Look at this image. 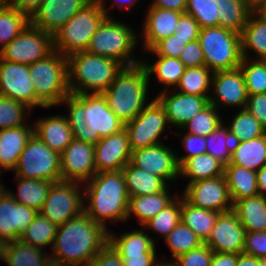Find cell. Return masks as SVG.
Masks as SVG:
<instances>
[{"label": "cell", "instance_id": "484cf974", "mask_svg": "<svg viewBox=\"0 0 266 266\" xmlns=\"http://www.w3.org/2000/svg\"><path fill=\"white\" fill-rule=\"evenodd\" d=\"M11 129L0 130V176L2 173L13 171L19 156L34 133L33 123ZM5 170V171H4ZM4 171V172H3Z\"/></svg>", "mask_w": 266, "mask_h": 266}, {"label": "cell", "instance_id": "7a4b0ae2", "mask_svg": "<svg viewBox=\"0 0 266 266\" xmlns=\"http://www.w3.org/2000/svg\"><path fill=\"white\" fill-rule=\"evenodd\" d=\"M109 242V231L85 211L58 226L50 258L70 266H87Z\"/></svg>", "mask_w": 266, "mask_h": 266}, {"label": "cell", "instance_id": "ba28073f", "mask_svg": "<svg viewBox=\"0 0 266 266\" xmlns=\"http://www.w3.org/2000/svg\"><path fill=\"white\" fill-rule=\"evenodd\" d=\"M105 18L99 0H91L55 33L54 50L66 57L86 51L91 38Z\"/></svg>", "mask_w": 266, "mask_h": 266}, {"label": "cell", "instance_id": "2e32d148", "mask_svg": "<svg viewBox=\"0 0 266 266\" xmlns=\"http://www.w3.org/2000/svg\"><path fill=\"white\" fill-rule=\"evenodd\" d=\"M248 93L244 76L240 68L216 71L212 78V91L209 103L220 112L225 108L244 109L247 104Z\"/></svg>", "mask_w": 266, "mask_h": 266}, {"label": "cell", "instance_id": "60d3db41", "mask_svg": "<svg viewBox=\"0 0 266 266\" xmlns=\"http://www.w3.org/2000/svg\"><path fill=\"white\" fill-rule=\"evenodd\" d=\"M214 72L206 66L186 68L174 89L184 94L210 97Z\"/></svg>", "mask_w": 266, "mask_h": 266}, {"label": "cell", "instance_id": "816d5d0a", "mask_svg": "<svg viewBox=\"0 0 266 266\" xmlns=\"http://www.w3.org/2000/svg\"><path fill=\"white\" fill-rule=\"evenodd\" d=\"M179 131V132H178ZM181 137L180 144L185 150L184 154L179 155L178 148L176 153V159L179 167L189 158L206 153V141L204 136H199L191 133L184 132L181 128L176 129L173 134Z\"/></svg>", "mask_w": 266, "mask_h": 266}, {"label": "cell", "instance_id": "74e56055", "mask_svg": "<svg viewBox=\"0 0 266 266\" xmlns=\"http://www.w3.org/2000/svg\"><path fill=\"white\" fill-rule=\"evenodd\" d=\"M219 212L195 207L181 195V221L205 242L218 217Z\"/></svg>", "mask_w": 266, "mask_h": 266}, {"label": "cell", "instance_id": "9a60e30c", "mask_svg": "<svg viewBox=\"0 0 266 266\" xmlns=\"http://www.w3.org/2000/svg\"><path fill=\"white\" fill-rule=\"evenodd\" d=\"M164 143L132 151L131 163L164 179L169 185L179 180V165L174 148Z\"/></svg>", "mask_w": 266, "mask_h": 266}, {"label": "cell", "instance_id": "a7ac6f4b", "mask_svg": "<svg viewBox=\"0 0 266 266\" xmlns=\"http://www.w3.org/2000/svg\"><path fill=\"white\" fill-rule=\"evenodd\" d=\"M259 195L266 197V165L256 172Z\"/></svg>", "mask_w": 266, "mask_h": 266}, {"label": "cell", "instance_id": "2644e50d", "mask_svg": "<svg viewBox=\"0 0 266 266\" xmlns=\"http://www.w3.org/2000/svg\"><path fill=\"white\" fill-rule=\"evenodd\" d=\"M0 178H2V176H0ZM3 179L0 180V199L3 197V195L7 192V186L5 184H3L4 182H2Z\"/></svg>", "mask_w": 266, "mask_h": 266}, {"label": "cell", "instance_id": "e0dca14e", "mask_svg": "<svg viewBox=\"0 0 266 266\" xmlns=\"http://www.w3.org/2000/svg\"><path fill=\"white\" fill-rule=\"evenodd\" d=\"M29 65L3 60L0 57V95L35 110V89Z\"/></svg>", "mask_w": 266, "mask_h": 266}, {"label": "cell", "instance_id": "8992f818", "mask_svg": "<svg viewBox=\"0 0 266 266\" xmlns=\"http://www.w3.org/2000/svg\"><path fill=\"white\" fill-rule=\"evenodd\" d=\"M129 25L122 19L106 17L91 38L86 52L115 59L125 67L140 64L144 56L138 58L134 53L141 45L139 31L137 33Z\"/></svg>", "mask_w": 266, "mask_h": 266}, {"label": "cell", "instance_id": "91938a15", "mask_svg": "<svg viewBox=\"0 0 266 266\" xmlns=\"http://www.w3.org/2000/svg\"><path fill=\"white\" fill-rule=\"evenodd\" d=\"M157 253L155 248L151 253L120 254V256L123 266H159L162 259Z\"/></svg>", "mask_w": 266, "mask_h": 266}, {"label": "cell", "instance_id": "f907efd6", "mask_svg": "<svg viewBox=\"0 0 266 266\" xmlns=\"http://www.w3.org/2000/svg\"><path fill=\"white\" fill-rule=\"evenodd\" d=\"M218 10V0H187L185 13L191 15L200 28H206L218 26Z\"/></svg>", "mask_w": 266, "mask_h": 266}, {"label": "cell", "instance_id": "ac0fdd59", "mask_svg": "<svg viewBox=\"0 0 266 266\" xmlns=\"http://www.w3.org/2000/svg\"><path fill=\"white\" fill-rule=\"evenodd\" d=\"M61 180L85 183L96 173L94 145L75 138L60 154Z\"/></svg>", "mask_w": 266, "mask_h": 266}, {"label": "cell", "instance_id": "836d02e7", "mask_svg": "<svg viewBox=\"0 0 266 266\" xmlns=\"http://www.w3.org/2000/svg\"><path fill=\"white\" fill-rule=\"evenodd\" d=\"M17 191L7 189V193L17 202L40 212L54 182L48 180L25 179L15 176Z\"/></svg>", "mask_w": 266, "mask_h": 266}, {"label": "cell", "instance_id": "9f6ffc18", "mask_svg": "<svg viewBox=\"0 0 266 266\" xmlns=\"http://www.w3.org/2000/svg\"><path fill=\"white\" fill-rule=\"evenodd\" d=\"M200 29L199 23L191 15L183 13L178 20L173 35L182 40H197Z\"/></svg>", "mask_w": 266, "mask_h": 266}, {"label": "cell", "instance_id": "603a6c76", "mask_svg": "<svg viewBox=\"0 0 266 266\" xmlns=\"http://www.w3.org/2000/svg\"><path fill=\"white\" fill-rule=\"evenodd\" d=\"M182 12L162 9L156 6H148L145 11L144 21L139 33L141 48L150 50L160 40L172 36ZM142 35V36H141Z\"/></svg>", "mask_w": 266, "mask_h": 266}, {"label": "cell", "instance_id": "52a82bcc", "mask_svg": "<svg viewBox=\"0 0 266 266\" xmlns=\"http://www.w3.org/2000/svg\"><path fill=\"white\" fill-rule=\"evenodd\" d=\"M35 89V109L59 107L70 93L68 84V59L54 50L45 58L29 65Z\"/></svg>", "mask_w": 266, "mask_h": 266}, {"label": "cell", "instance_id": "94428289", "mask_svg": "<svg viewBox=\"0 0 266 266\" xmlns=\"http://www.w3.org/2000/svg\"><path fill=\"white\" fill-rule=\"evenodd\" d=\"M266 130V93L248 95L245 107Z\"/></svg>", "mask_w": 266, "mask_h": 266}, {"label": "cell", "instance_id": "277c9868", "mask_svg": "<svg viewBox=\"0 0 266 266\" xmlns=\"http://www.w3.org/2000/svg\"><path fill=\"white\" fill-rule=\"evenodd\" d=\"M147 71L140 63L124 67L114 81L102 94L109 108L124 123L133 120L152 100H149ZM149 100V102H147Z\"/></svg>", "mask_w": 266, "mask_h": 266}, {"label": "cell", "instance_id": "7c38bea8", "mask_svg": "<svg viewBox=\"0 0 266 266\" xmlns=\"http://www.w3.org/2000/svg\"><path fill=\"white\" fill-rule=\"evenodd\" d=\"M83 211V183L61 180L52 184L39 213L60 226Z\"/></svg>", "mask_w": 266, "mask_h": 266}, {"label": "cell", "instance_id": "11e5206c", "mask_svg": "<svg viewBox=\"0 0 266 266\" xmlns=\"http://www.w3.org/2000/svg\"><path fill=\"white\" fill-rule=\"evenodd\" d=\"M10 5V0H0V9L6 8Z\"/></svg>", "mask_w": 266, "mask_h": 266}, {"label": "cell", "instance_id": "f1b7e54d", "mask_svg": "<svg viewBox=\"0 0 266 266\" xmlns=\"http://www.w3.org/2000/svg\"><path fill=\"white\" fill-rule=\"evenodd\" d=\"M156 57V60H155ZM148 58L142 59L141 64L145 67L149 81L154 76L155 82L164 87L160 91L175 89L179 84L181 76L186 69L185 65L179 58L154 56V62L151 64Z\"/></svg>", "mask_w": 266, "mask_h": 266}, {"label": "cell", "instance_id": "4fadbf2b", "mask_svg": "<svg viewBox=\"0 0 266 266\" xmlns=\"http://www.w3.org/2000/svg\"><path fill=\"white\" fill-rule=\"evenodd\" d=\"M53 51V35L29 24L0 51V57L10 62L30 65Z\"/></svg>", "mask_w": 266, "mask_h": 266}, {"label": "cell", "instance_id": "753ad0ef", "mask_svg": "<svg viewBox=\"0 0 266 266\" xmlns=\"http://www.w3.org/2000/svg\"><path fill=\"white\" fill-rule=\"evenodd\" d=\"M266 19V2L257 10Z\"/></svg>", "mask_w": 266, "mask_h": 266}, {"label": "cell", "instance_id": "8c879c8a", "mask_svg": "<svg viewBox=\"0 0 266 266\" xmlns=\"http://www.w3.org/2000/svg\"><path fill=\"white\" fill-rule=\"evenodd\" d=\"M159 266H179V265L176 264V262H174V261H167V260L165 259L164 261L161 260Z\"/></svg>", "mask_w": 266, "mask_h": 266}, {"label": "cell", "instance_id": "b9f144b4", "mask_svg": "<svg viewBox=\"0 0 266 266\" xmlns=\"http://www.w3.org/2000/svg\"><path fill=\"white\" fill-rule=\"evenodd\" d=\"M58 226L39 212L22 233L20 240L34 247L45 249L53 246Z\"/></svg>", "mask_w": 266, "mask_h": 266}, {"label": "cell", "instance_id": "d4e9b609", "mask_svg": "<svg viewBox=\"0 0 266 266\" xmlns=\"http://www.w3.org/2000/svg\"><path fill=\"white\" fill-rule=\"evenodd\" d=\"M33 123L34 134L50 149L60 154L74 139L71 127L64 114L38 117Z\"/></svg>", "mask_w": 266, "mask_h": 266}, {"label": "cell", "instance_id": "c3c4849f", "mask_svg": "<svg viewBox=\"0 0 266 266\" xmlns=\"http://www.w3.org/2000/svg\"><path fill=\"white\" fill-rule=\"evenodd\" d=\"M248 95L266 93V60L243 58L239 66Z\"/></svg>", "mask_w": 266, "mask_h": 266}, {"label": "cell", "instance_id": "ee69618b", "mask_svg": "<svg viewBox=\"0 0 266 266\" xmlns=\"http://www.w3.org/2000/svg\"><path fill=\"white\" fill-rule=\"evenodd\" d=\"M30 24V17L9 5L0 9V51Z\"/></svg>", "mask_w": 266, "mask_h": 266}, {"label": "cell", "instance_id": "7dc6e473", "mask_svg": "<svg viewBox=\"0 0 266 266\" xmlns=\"http://www.w3.org/2000/svg\"><path fill=\"white\" fill-rule=\"evenodd\" d=\"M32 112L25 104L0 95V130L27 124Z\"/></svg>", "mask_w": 266, "mask_h": 266}, {"label": "cell", "instance_id": "d6a6232c", "mask_svg": "<svg viewBox=\"0 0 266 266\" xmlns=\"http://www.w3.org/2000/svg\"><path fill=\"white\" fill-rule=\"evenodd\" d=\"M224 176L233 204L259 194L255 171L238 165H224Z\"/></svg>", "mask_w": 266, "mask_h": 266}, {"label": "cell", "instance_id": "8d00e7d4", "mask_svg": "<svg viewBox=\"0 0 266 266\" xmlns=\"http://www.w3.org/2000/svg\"><path fill=\"white\" fill-rule=\"evenodd\" d=\"M50 254L20 239L5 243L3 262L8 266H45Z\"/></svg>", "mask_w": 266, "mask_h": 266}, {"label": "cell", "instance_id": "4316f807", "mask_svg": "<svg viewBox=\"0 0 266 266\" xmlns=\"http://www.w3.org/2000/svg\"><path fill=\"white\" fill-rule=\"evenodd\" d=\"M172 187L173 184L169 185L160 193L130 197L126 222L135 215L140 226L147 223L178 196L179 193L177 191L175 193L174 190L171 189Z\"/></svg>", "mask_w": 266, "mask_h": 266}, {"label": "cell", "instance_id": "4dcf8cb0", "mask_svg": "<svg viewBox=\"0 0 266 266\" xmlns=\"http://www.w3.org/2000/svg\"><path fill=\"white\" fill-rule=\"evenodd\" d=\"M232 210L245 232L266 231V197L258 194L237 200Z\"/></svg>", "mask_w": 266, "mask_h": 266}, {"label": "cell", "instance_id": "f546056e", "mask_svg": "<svg viewBox=\"0 0 266 266\" xmlns=\"http://www.w3.org/2000/svg\"><path fill=\"white\" fill-rule=\"evenodd\" d=\"M257 172L266 165V134L248 141L233 142L229 164Z\"/></svg>", "mask_w": 266, "mask_h": 266}, {"label": "cell", "instance_id": "003e7915", "mask_svg": "<svg viewBox=\"0 0 266 266\" xmlns=\"http://www.w3.org/2000/svg\"><path fill=\"white\" fill-rule=\"evenodd\" d=\"M236 266H264V259H259L245 253L237 254Z\"/></svg>", "mask_w": 266, "mask_h": 266}, {"label": "cell", "instance_id": "f5cc1de1", "mask_svg": "<svg viewBox=\"0 0 266 266\" xmlns=\"http://www.w3.org/2000/svg\"><path fill=\"white\" fill-rule=\"evenodd\" d=\"M192 41L195 40H182L172 35L160 40L150 50L144 52H147V55L180 58L186 44Z\"/></svg>", "mask_w": 266, "mask_h": 266}, {"label": "cell", "instance_id": "7bdbcfd3", "mask_svg": "<svg viewBox=\"0 0 266 266\" xmlns=\"http://www.w3.org/2000/svg\"><path fill=\"white\" fill-rule=\"evenodd\" d=\"M163 241L166 243V248H169L172 257V259H167V261H174L180 255L204 244L202 239L182 221L174 227Z\"/></svg>", "mask_w": 266, "mask_h": 266}, {"label": "cell", "instance_id": "e575fe53", "mask_svg": "<svg viewBox=\"0 0 266 266\" xmlns=\"http://www.w3.org/2000/svg\"><path fill=\"white\" fill-rule=\"evenodd\" d=\"M113 233L109 230V242L120 254L151 253L156 248L157 237L154 238L140 226L137 229Z\"/></svg>", "mask_w": 266, "mask_h": 266}, {"label": "cell", "instance_id": "680465c9", "mask_svg": "<svg viewBox=\"0 0 266 266\" xmlns=\"http://www.w3.org/2000/svg\"><path fill=\"white\" fill-rule=\"evenodd\" d=\"M87 266H123L120 253L108 242Z\"/></svg>", "mask_w": 266, "mask_h": 266}, {"label": "cell", "instance_id": "681fc988", "mask_svg": "<svg viewBox=\"0 0 266 266\" xmlns=\"http://www.w3.org/2000/svg\"><path fill=\"white\" fill-rule=\"evenodd\" d=\"M206 153L221 161L224 165L229 164L233 141L229 128L222 122L211 134L205 137Z\"/></svg>", "mask_w": 266, "mask_h": 266}, {"label": "cell", "instance_id": "6f0895ef", "mask_svg": "<svg viewBox=\"0 0 266 266\" xmlns=\"http://www.w3.org/2000/svg\"><path fill=\"white\" fill-rule=\"evenodd\" d=\"M179 59L186 68L205 66L203 50L198 40L187 43Z\"/></svg>", "mask_w": 266, "mask_h": 266}, {"label": "cell", "instance_id": "e7e4bbea", "mask_svg": "<svg viewBox=\"0 0 266 266\" xmlns=\"http://www.w3.org/2000/svg\"><path fill=\"white\" fill-rule=\"evenodd\" d=\"M186 4L187 0H151V4L148 6L185 13Z\"/></svg>", "mask_w": 266, "mask_h": 266}, {"label": "cell", "instance_id": "03108f58", "mask_svg": "<svg viewBox=\"0 0 266 266\" xmlns=\"http://www.w3.org/2000/svg\"><path fill=\"white\" fill-rule=\"evenodd\" d=\"M236 253L214 252L210 266H236Z\"/></svg>", "mask_w": 266, "mask_h": 266}, {"label": "cell", "instance_id": "ffe728a7", "mask_svg": "<svg viewBox=\"0 0 266 266\" xmlns=\"http://www.w3.org/2000/svg\"><path fill=\"white\" fill-rule=\"evenodd\" d=\"M245 229L233 210L219 213L214 227L204 242L214 252L243 253Z\"/></svg>", "mask_w": 266, "mask_h": 266}, {"label": "cell", "instance_id": "5bb4252c", "mask_svg": "<svg viewBox=\"0 0 266 266\" xmlns=\"http://www.w3.org/2000/svg\"><path fill=\"white\" fill-rule=\"evenodd\" d=\"M180 194L188 203L195 207L219 213L233 209L224 175L189 183L184 186Z\"/></svg>", "mask_w": 266, "mask_h": 266}, {"label": "cell", "instance_id": "6125c7cd", "mask_svg": "<svg viewBox=\"0 0 266 266\" xmlns=\"http://www.w3.org/2000/svg\"><path fill=\"white\" fill-rule=\"evenodd\" d=\"M108 1L109 0H107V1L106 0H99V2L102 5V9H103L106 17H114L111 14L112 12H110V11H113V9H115V8L117 10L121 11V13H122V11L126 13L128 11L130 12V10L133 11L136 6L140 5V3H138L139 0H110L112 2V4H107ZM110 14H111V16H110Z\"/></svg>", "mask_w": 266, "mask_h": 266}, {"label": "cell", "instance_id": "34e18365", "mask_svg": "<svg viewBox=\"0 0 266 266\" xmlns=\"http://www.w3.org/2000/svg\"><path fill=\"white\" fill-rule=\"evenodd\" d=\"M4 246H5V243L2 240H0V260L1 261H4L3 260Z\"/></svg>", "mask_w": 266, "mask_h": 266}, {"label": "cell", "instance_id": "6da1fadb", "mask_svg": "<svg viewBox=\"0 0 266 266\" xmlns=\"http://www.w3.org/2000/svg\"><path fill=\"white\" fill-rule=\"evenodd\" d=\"M67 109L64 114L71 127L73 138L95 145L101 138L120 132L125 128L109 108L103 94L69 93L59 104Z\"/></svg>", "mask_w": 266, "mask_h": 266}, {"label": "cell", "instance_id": "30bf717a", "mask_svg": "<svg viewBox=\"0 0 266 266\" xmlns=\"http://www.w3.org/2000/svg\"><path fill=\"white\" fill-rule=\"evenodd\" d=\"M60 153L50 149L36 134L28 140L13 170L25 179L61 181Z\"/></svg>", "mask_w": 266, "mask_h": 266}, {"label": "cell", "instance_id": "bcb514c9", "mask_svg": "<svg viewBox=\"0 0 266 266\" xmlns=\"http://www.w3.org/2000/svg\"><path fill=\"white\" fill-rule=\"evenodd\" d=\"M222 113L224 112H220L213 104L209 103L185 123L181 129L187 133L206 137L223 122L225 118H223Z\"/></svg>", "mask_w": 266, "mask_h": 266}, {"label": "cell", "instance_id": "11a10c76", "mask_svg": "<svg viewBox=\"0 0 266 266\" xmlns=\"http://www.w3.org/2000/svg\"><path fill=\"white\" fill-rule=\"evenodd\" d=\"M243 253L259 259H265L266 231L246 232Z\"/></svg>", "mask_w": 266, "mask_h": 266}, {"label": "cell", "instance_id": "cb8c5ba5", "mask_svg": "<svg viewBox=\"0 0 266 266\" xmlns=\"http://www.w3.org/2000/svg\"><path fill=\"white\" fill-rule=\"evenodd\" d=\"M37 213L35 209L17 203L6 192L0 199V240L4 243L19 240Z\"/></svg>", "mask_w": 266, "mask_h": 266}, {"label": "cell", "instance_id": "9c48e42d", "mask_svg": "<svg viewBox=\"0 0 266 266\" xmlns=\"http://www.w3.org/2000/svg\"><path fill=\"white\" fill-rule=\"evenodd\" d=\"M203 50L205 66L211 71L239 68L242 62L241 34L217 27L201 28L197 39Z\"/></svg>", "mask_w": 266, "mask_h": 266}, {"label": "cell", "instance_id": "db71d44e", "mask_svg": "<svg viewBox=\"0 0 266 266\" xmlns=\"http://www.w3.org/2000/svg\"><path fill=\"white\" fill-rule=\"evenodd\" d=\"M214 251L205 243L174 260L179 266H210Z\"/></svg>", "mask_w": 266, "mask_h": 266}, {"label": "cell", "instance_id": "7402d4cb", "mask_svg": "<svg viewBox=\"0 0 266 266\" xmlns=\"http://www.w3.org/2000/svg\"><path fill=\"white\" fill-rule=\"evenodd\" d=\"M158 93L155 98L164 107L170 127L174 126L175 130L182 128L185 123L206 107L210 98L184 94L174 89Z\"/></svg>", "mask_w": 266, "mask_h": 266}, {"label": "cell", "instance_id": "44dd1931", "mask_svg": "<svg viewBox=\"0 0 266 266\" xmlns=\"http://www.w3.org/2000/svg\"><path fill=\"white\" fill-rule=\"evenodd\" d=\"M91 0H43L41 6L30 17V24L55 35L80 9Z\"/></svg>", "mask_w": 266, "mask_h": 266}, {"label": "cell", "instance_id": "3957f363", "mask_svg": "<svg viewBox=\"0 0 266 266\" xmlns=\"http://www.w3.org/2000/svg\"><path fill=\"white\" fill-rule=\"evenodd\" d=\"M83 186L84 211L92 220L108 231V221L126 223L129 195L122 170L96 173Z\"/></svg>", "mask_w": 266, "mask_h": 266}, {"label": "cell", "instance_id": "f6af8a7d", "mask_svg": "<svg viewBox=\"0 0 266 266\" xmlns=\"http://www.w3.org/2000/svg\"><path fill=\"white\" fill-rule=\"evenodd\" d=\"M178 192V196L167 207L142 226L149 230V235L152 230V234L155 232L165 238L181 221V194L179 190Z\"/></svg>", "mask_w": 266, "mask_h": 266}, {"label": "cell", "instance_id": "f35d334b", "mask_svg": "<svg viewBox=\"0 0 266 266\" xmlns=\"http://www.w3.org/2000/svg\"><path fill=\"white\" fill-rule=\"evenodd\" d=\"M218 26L241 34L254 10L244 0H218Z\"/></svg>", "mask_w": 266, "mask_h": 266}, {"label": "cell", "instance_id": "ab89813d", "mask_svg": "<svg viewBox=\"0 0 266 266\" xmlns=\"http://www.w3.org/2000/svg\"><path fill=\"white\" fill-rule=\"evenodd\" d=\"M236 111L228 121L223 120L233 142L248 141L266 134L261 123L246 108Z\"/></svg>", "mask_w": 266, "mask_h": 266}, {"label": "cell", "instance_id": "8fae6325", "mask_svg": "<svg viewBox=\"0 0 266 266\" xmlns=\"http://www.w3.org/2000/svg\"><path fill=\"white\" fill-rule=\"evenodd\" d=\"M125 129L132 151L164 143L163 136H168L169 129L174 132L164 107L155 97L133 120L125 123Z\"/></svg>", "mask_w": 266, "mask_h": 266}, {"label": "cell", "instance_id": "d590c367", "mask_svg": "<svg viewBox=\"0 0 266 266\" xmlns=\"http://www.w3.org/2000/svg\"><path fill=\"white\" fill-rule=\"evenodd\" d=\"M222 175H224V164L207 153L191 157L179 167V177L185 179L187 185Z\"/></svg>", "mask_w": 266, "mask_h": 266}, {"label": "cell", "instance_id": "d6986e66", "mask_svg": "<svg viewBox=\"0 0 266 266\" xmlns=\"http://www.w3.org/2000/svg\"><path fill=\"white\" fill-rule=\"evenodd\" d=\"M131 154L129 136L125 128L101 138L94 145L97 173L122 170L131 161Z\"/></svg>", "mask_w": 266, "mask_h": 266}, {"label": "cell", "instance_id": "83f0119b", "mask_svg": "<svg viewBox=\"0 0 266 266\" xmlns=\"http://www.w3.org/2000/svg\"><path fill=\"white\" fill-rule=\"evenodd\" d=\"M241 45L243 58L266 60V19L257 11L249 16L243 28Z\"/></svg>", "mask_w": 266, "mask_h": 266}, {"label": "cell", "instance_id": "89a4df30", "mask_svg": "<svg viewBox=\"0 0 266 266\" xmlns=\"http://www.w3.org/2000/svg\"><path fill=\"white\" fill-rule=\"evenodd\" d=\"M254 11H257L266 0H244Z\"/></svg>", "mask_w": 266, "mask_h": 266}, {"label": "cell", "instance_id": "5b68a950", "mask_svg": "<svg viewBox=\"0 0 266 266\" xmlns=\"http://www.w3.org/2000/svg\"><path fill=\"white\" fill-rule=\"evenodd\" d=\"M67 59L71 94H102L125 67L115 59L86 51L74 53Z\"/></svg>", "mask_w": 266, "mask_h": 266}, {"label": "cell", "instance_id": "be15d7a7", "mask_svg": "<svg viewBox=\"0 0 266 266\" xmlns=\"http://www.w3.org/2000/svg\"><path fill=\"white\" fill-rule=\"evenodd\" d=\"M43 0H10V5L31 17Z\"/></svg>", "mask_w": 266, "mask_h": 266}, {"label": "cell", "instance_id": "1f68e13d", "mask_svg": "<svg viewBox=\"0 0 266 266\" xmlns=\"http://www.w3.org/2000/svg\"><path fill=\"white\" fill-rule=\"evenodd\" d=\"M122 172L129 198L160 193L169 186L164 179L134 166L131 162L122 169Z\"/></svg>", "mask_w": 266, "mask_h": 266}]
</instances>
